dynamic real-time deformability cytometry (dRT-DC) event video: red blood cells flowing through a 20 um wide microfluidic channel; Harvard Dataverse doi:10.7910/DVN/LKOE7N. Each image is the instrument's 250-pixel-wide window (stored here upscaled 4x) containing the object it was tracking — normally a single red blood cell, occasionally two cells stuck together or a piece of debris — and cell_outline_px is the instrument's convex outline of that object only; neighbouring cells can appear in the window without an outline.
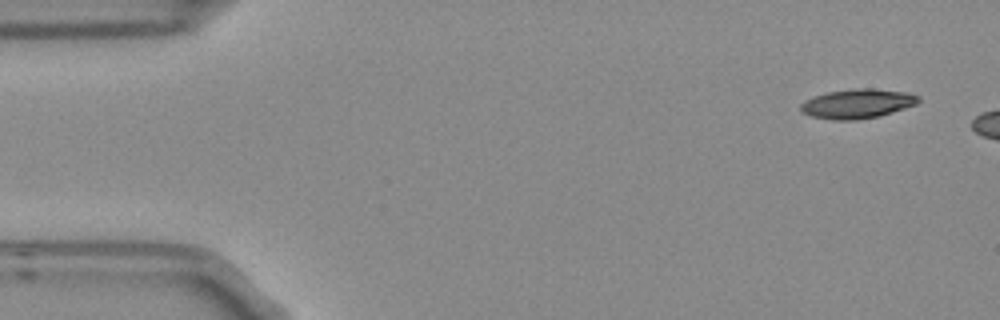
{"species": "Egyptian fruit bat (a non-hibernating species)", "species_latin": "Rousettus aegyptiacus", "temperature_condition": "room temperature", "stored_images_in_passage": 3, "camera_frame_rate_fps": 3000, "um_per_image_px": 0.085, "frame": {"image": 1, "passage_image": 1, "time_ms": 0.0, "image_size_px": [1000, 320], "cell_outline_px": [[920, 100], [916, 104], [880, 116], [856, 120], [832, 120], [812, 116], [800, 112], [800, 104], [804, 100], [812, 96], [828, 92], [856, 88], [872, 88], [904, 92], [920, 96]], "centroid_in_image_um": [72.84, 8.81], "position_along_channel_um": 12.2, "area_um2": 20.23}}